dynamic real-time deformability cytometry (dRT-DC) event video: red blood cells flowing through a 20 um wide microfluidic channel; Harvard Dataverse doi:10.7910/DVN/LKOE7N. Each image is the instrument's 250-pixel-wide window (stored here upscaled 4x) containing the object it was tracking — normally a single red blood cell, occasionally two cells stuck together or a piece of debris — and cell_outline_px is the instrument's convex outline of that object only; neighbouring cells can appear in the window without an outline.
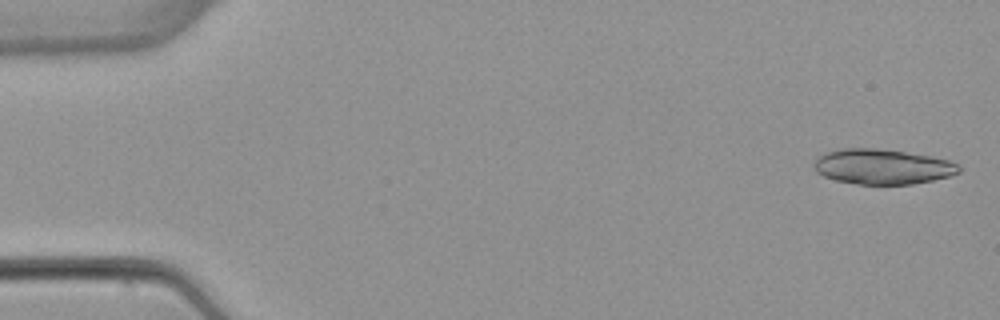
{"species": "common noctule bat (a hibernating species)", "species_latin": "Nyctalus noctula", "temperature_condition": "warm", "stored_images_in_passage": 4, "camera_frame_rate_fps": 3000, "um_per_image_px": 0.085, "animal": {"sex": "female", "body_mass_g": 22.7, "forearm_length_mm": 54.2}, "frame": {"image": 1, "passage_image": 1, "time_ms": 0.0, "image_size_px": [1000, 320], "cell_outline_px": [[960, 172], [948, 176], [932, 180], [912, 184], [856, 184], [836, 180], [824, 176], [816, 172], [816, 156], [824, 152], [840, 148], [876, 148], [932, 156], [948, 160], [960, 164]], "centroid_in_image_um": [75.0, 14.15], "position_along_channel_um": 10.0, "area_um2": 29.65}}